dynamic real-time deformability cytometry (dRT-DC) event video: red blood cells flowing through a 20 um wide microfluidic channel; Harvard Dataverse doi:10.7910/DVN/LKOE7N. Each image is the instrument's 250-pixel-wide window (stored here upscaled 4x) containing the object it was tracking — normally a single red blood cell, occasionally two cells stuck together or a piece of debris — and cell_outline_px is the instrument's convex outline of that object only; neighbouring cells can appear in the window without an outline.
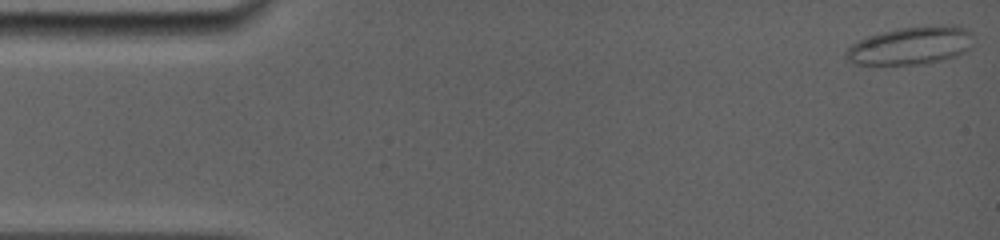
{"species": "common noctule bat (a hibernating species)", "species_latin": "Nyctalus noctula", "temperature_condition": "room temperature", "stored_images_in_passage": 39, "camera_frame_rate_fps": 5000, "um_per_image_px": 0.085, "animal": {"sex": "female", "body_mass_g": 19.0, "forearm_length_mm": 56.7}, "frame": {"image": 1, "passage_image": 1, "time_ms": 0.0, "image_size_px": [1000, 240], "cell_outline_px": [[972, 48], [968, 52], [944, 60], [928, 64], [852, 64], [844, 56], [844, 52], [856, 40], [880, 32], [896, 28], [932, 24], [960, 24], [972, 32]], "centroid_in_image_um": [77.48, 3.85], "position_along_channel_um": 7.5, "area_um2": 29.19}}
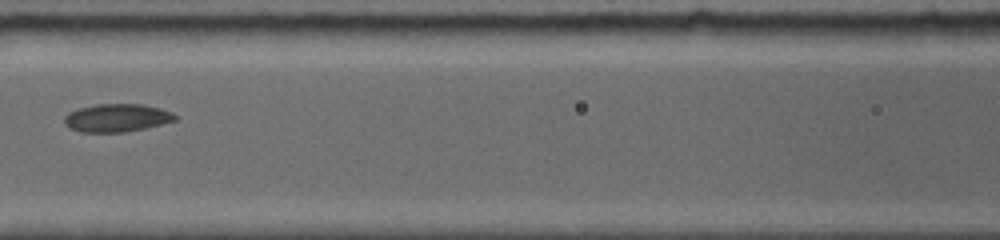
{"frame": {"image": 2, "passage_image": 23, "time_ms": 7.0, "image_size_px": [1000, 240], "cell_outline_px": [[176, 120], [144, 128], [124, 132], [80, 132], [64, 124], [64, 116], [68, 112], [80, 108], [96, 104], [144, 104], [160, 108], [172, 112], [176, 116]], "centroid_in_image_um": [9.91, 10.01], "position_along_channel_um": 156.7, "area_um2": 17.98}}
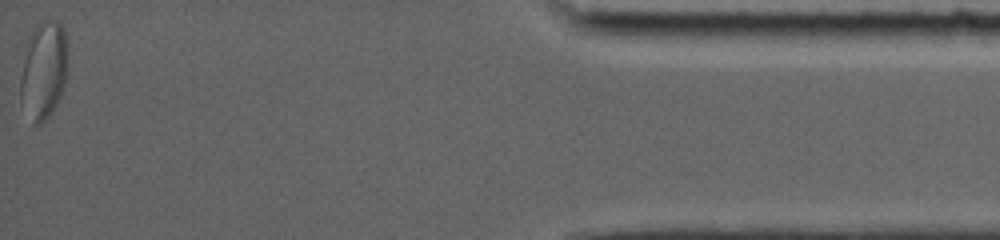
{"frame": {"image": 3, "passage_image": 39, "time_ms": 16.0, "image_size_px": [1000, 240], "cell_outline_px": [[68, 72], [60, 96], [52, 112], [40, 124], [36, 124], [20, 104], [20, 76], [24, 60], [36, 24], [44, 16], [60, 20], [64, 28], [68, 52]], "centroid_in_image_um": [3.75, 5.9], "position_along_channel_um": 431.4, "area_um2": 27.17}, "authors_computed_cell_mechanics": {"area_um2": 21.675, "velocity_mm_per_s": 3.86, "shape_relaxation_time_tau1_ms": null, "shape_relaxation_time_tau2_ms": 2.5624, "deformation_change_tau1": null, "deformation_change_tau2": 0.0489}}